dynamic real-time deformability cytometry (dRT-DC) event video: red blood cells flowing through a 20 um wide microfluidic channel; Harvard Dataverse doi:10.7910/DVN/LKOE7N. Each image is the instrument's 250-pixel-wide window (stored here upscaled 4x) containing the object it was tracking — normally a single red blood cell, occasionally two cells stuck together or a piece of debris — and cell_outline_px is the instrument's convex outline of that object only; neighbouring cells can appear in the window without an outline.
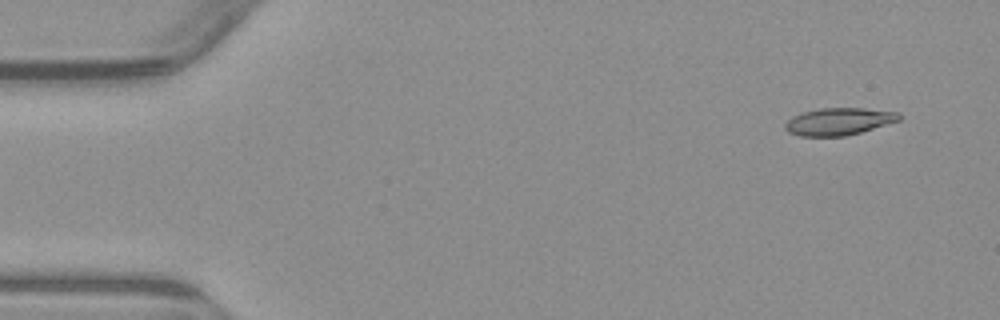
{"species": "common noctule bat (a hibernating species)", "species_latin": "Nyctalus noctula", "temperature_condition": "warm", "stored_images_in_passage": 4, "camera_frame_rate_fps": 3000, "um_per_image_px": 0.085, "animal": {"sex": "male", "body_mass_g": 23.1, "forearm_length_mm": 52.7}, "frame": {"image": 1, "passage_image": 1, "time_ms": 0.0, "image_size_px": [1000, 320], "cell_outline_px": [[900, 120], [860, 132], [844, 136], [800, 136], [788, 132], [784, 128], [784, 124], [792, 116], [804, 112], [820, 108], [864, 108], [900, 112]], "centroid_in_image_um": [71.28, 10.32], "position_along_channel_um": 13.7, "area_um2": 18.03}}
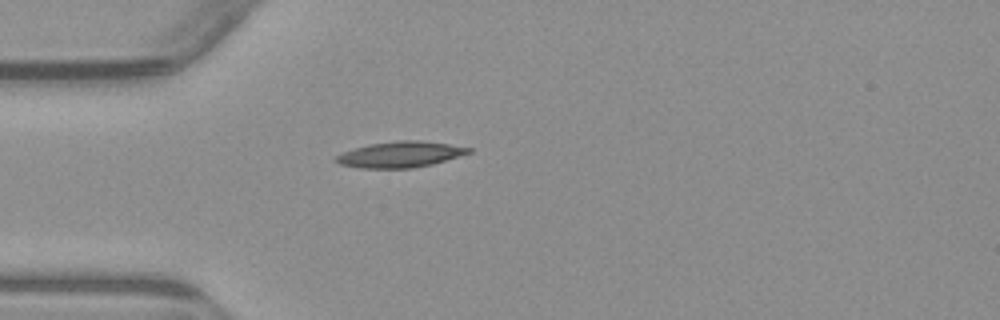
{"frame": {"image": 2, "passage_image": 4, "time_ms": 3.667, "image_size_px": [1000, 320], "cell_outline_px": [[472, 152], [432, 164], [412, 168], [360, 168], [340, 164], [336, 160], [336, 156], [344, 152], [368, 144], [400, 140], [420, 140], [448, 144], [472, 148]], "centroid_in_image_um": [34.04, 13.12], "position_along_channel_um": 51.0, "area_um2": 19.77}}